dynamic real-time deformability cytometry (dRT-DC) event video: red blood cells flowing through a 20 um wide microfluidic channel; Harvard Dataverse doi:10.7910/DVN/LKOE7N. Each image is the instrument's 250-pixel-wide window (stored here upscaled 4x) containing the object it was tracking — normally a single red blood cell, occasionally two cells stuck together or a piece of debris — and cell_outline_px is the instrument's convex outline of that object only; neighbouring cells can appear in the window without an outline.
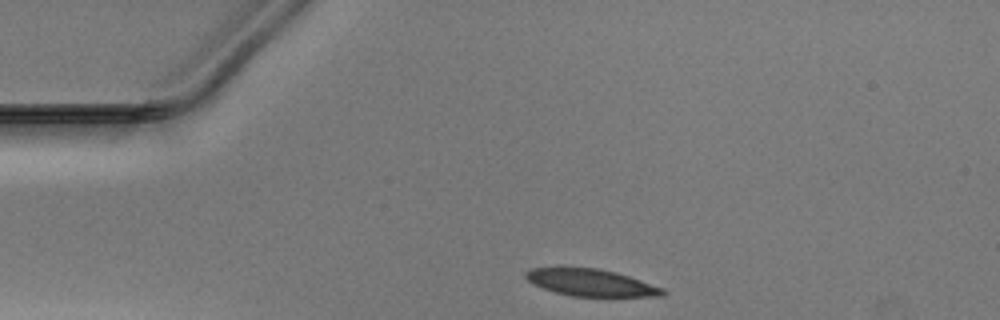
{"species": "Egyptian fruit bat (a non-hibernating species)", "species_latin": "Rousettus aegyptiacus", "temperature_condition": "warm", "stored_images_in_passage": 30, "camera_frame_rate_fps": 3000, "um_per_image_px": 0.085, "animal": {"sex": "male"}, "frame": {"image": 1, "passage_image": 1, "time_ms": 0.0, "image_size_px": [1000, 320], "cell_outline_px": [[668, 292], [664, 296], [572, 296], [556, 292], [532, 284], [524, 276], [524, 272], [532, 268], [560, 264], [564, 264], [600, 268], [616, 272], [664, 288]], "centroid_in_image_um": [50.15, 23.96], "position_along_channel_um": 34.9, "area_um2": 22.43}}
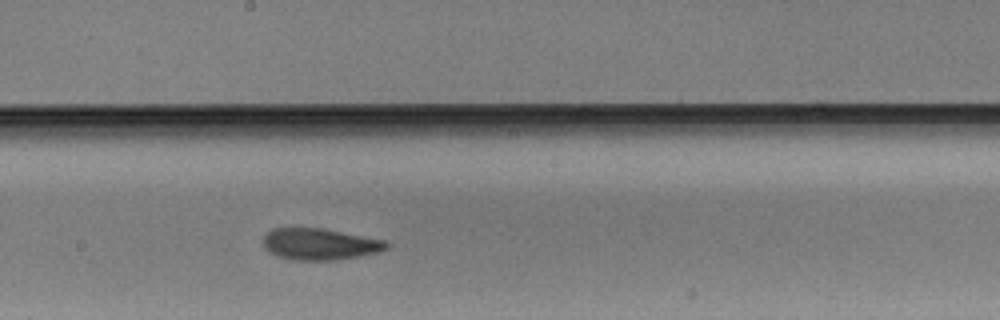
{"frame": {"image": 2, "passage_image": 18, "time_ms": 5.667, "image_size_px": [1000, 320], "cell_outline_px": [[392, 244], [388, 248], [380, 252], [340, 260], [292, 260], [280, 256], [272, 252], [264, 244], [264, 236], [272, 228], [324, 228], [384, 240]], "centroid_in_image_um": [27.27, 20.75], "position_along_channel_um": 220.9, "area_um2": 22.6}}
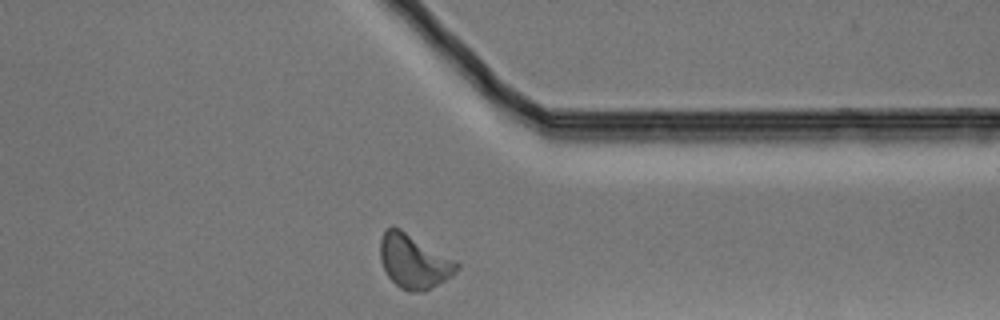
{"frame": {"image": 3, "passage_image": 30, "time_ms": 9.667, "image_size_px": [1000, 320], "cell_outline_px": [[460, 268], [452, 276], [424, 292], [420, 292], [400, 288], [388, 276], [380, 260], [380, 240], [384, 232], [388, 228], [400, 228], [456, 260], [460, 264]], "centroid_in_image_um": [35.21, 22.22], "position_along_channel_um": 376.2, "area_um2": 23.93}}